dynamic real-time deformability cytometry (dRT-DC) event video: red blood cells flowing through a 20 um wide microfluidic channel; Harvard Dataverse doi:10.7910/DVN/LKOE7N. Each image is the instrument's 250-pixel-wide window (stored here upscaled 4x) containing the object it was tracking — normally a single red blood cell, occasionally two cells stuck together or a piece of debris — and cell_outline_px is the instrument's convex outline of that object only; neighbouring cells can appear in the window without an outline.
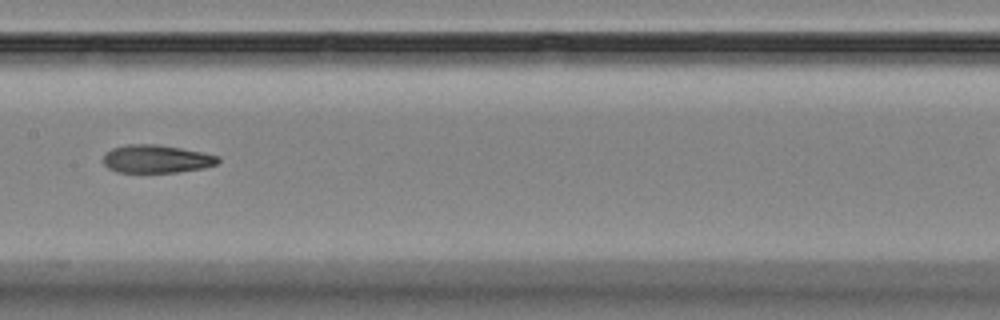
{"species": "Egyptian fruit bat (a non-hibernating species)", "species_latin": "Rousettus aegyptiacus", "temperature_condition": "room temperature", "stored_images_in_passage": 13, "camera_frame_rate_fps": 3000, "um_per_image_px": 0.085, "animal": {"sex": "female"}, "frame": {"image": 1, "passage_image": 6, "time_ms": 7.0, "image_size_px": [1000, 320], "cell_outline_px": [[220, 160], [216, 164], [204, 168], [176, 172], [116, 172], [108, 168], [104, 164], [104, 152], [112, 148], [128, 144], [156, 144], [180, 148], [220, 156]], "centroid_in_image_um": [13.28, 13.51], "position_along_channel_um": 194.1, "area_um2": 18.73}}
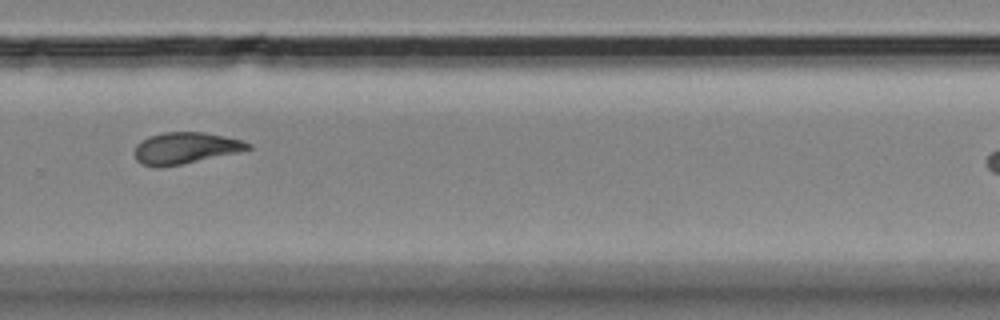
{"frame": {"image": 2, "passage_image": 10, "time_ms": 14.667, "image_size_px": [1000, 320], "cell_outline_px": [[252, 148], [240, 152], [180, 164], [140, 164], [136, 160], [132, 152], [136, 144], [140, 140], [148, 136], [164, 132], [204, 132], [224, 136], [240, 140], [252, 144]], "centroid_in_image_um": [15.75, 12.55], "position_along_channel_um": 314.0, "area_um2": 20.46}}
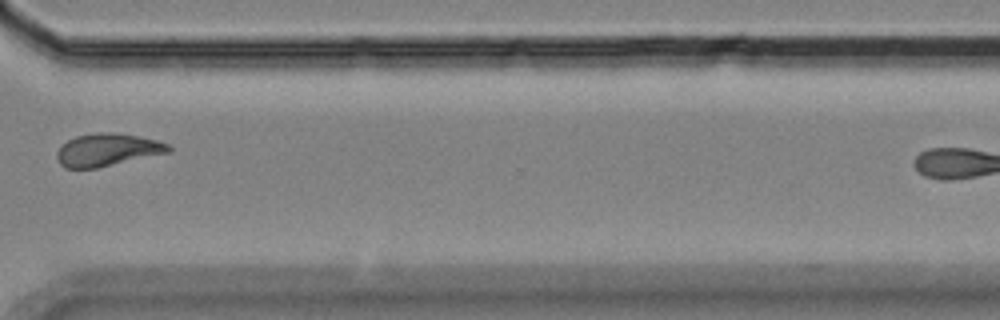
{"frame": {"image": 3, "passage_image": 11, "time_ms": 16.0, "image_size_px": [1000, 320], "cell_outline_px": [[172, 152], [96, 168], [64, 168], [60, 164], [56, 156], [56, 152], [68, 140], [76, 136], [96, 132], [116, 132], [140, 136], [156, 140], [168, 144], [172, 148]], "centroid_in_image_um": [9.15, 12.73], "position_along_channel_um": 361.4, "area_um2": 21.33}}